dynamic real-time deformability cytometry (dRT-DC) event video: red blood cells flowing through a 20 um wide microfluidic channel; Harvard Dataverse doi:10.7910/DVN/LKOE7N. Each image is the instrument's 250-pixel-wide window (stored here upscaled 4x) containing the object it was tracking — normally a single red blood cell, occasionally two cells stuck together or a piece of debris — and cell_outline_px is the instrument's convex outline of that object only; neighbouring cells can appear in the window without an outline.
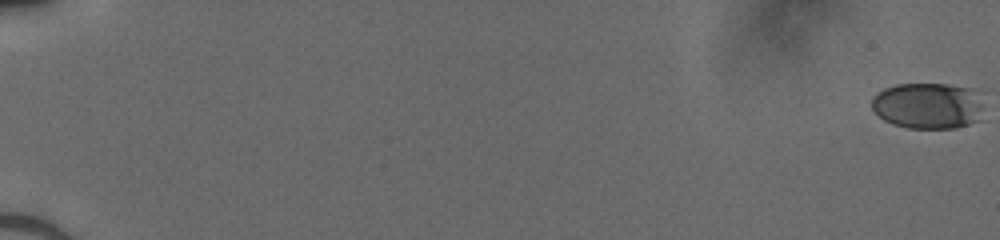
{"species": "human", "species_latin": "Homo sapiens", "temperature_condition": "cold", "stored_images_in_passage": 53, "camera_frame_rate_fps": 3000, "um_per_image_px": 0.085, "donor": {"sex": "male"}, "frame": {"image": 1, "passage_image": 1, "time_ms": 0.0, "image_size_px": [1000, 240], "cell_outline_px": [[980, 120], [956, 128], [908, 128], [892, 124], [884, 120], [872, 108], [872, 96], [876, 92], [884, 88], [896, 84], [948, 84], [968, 88], [980, 104]], "centroid_in_image_um": [78.78, 8.99], "position_along_channel_um": 6.2, "area_um2": 29.71}}
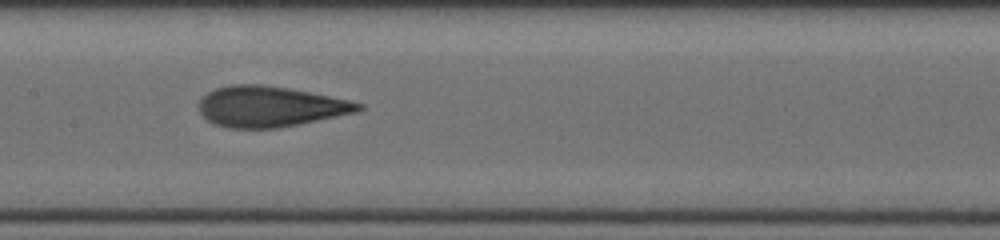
{"frame": {"image": 2, "passage_image": 30, "time_ms": 9.667, "image_size_px": [1000, 240], "cell_outline_px": [[364, 108], [356, 112], [280, 128], [224, 128], [208, 120], [200, 112], [200, 100], [208, 92], [216, 88], [232, 84], [260, 84], [288, 88], [348, 100], [364, 104]], "centroid_in_image_um": [22.95, 9.06], "position_along_channel_um": 184.5, "area_um2": 37.45}}
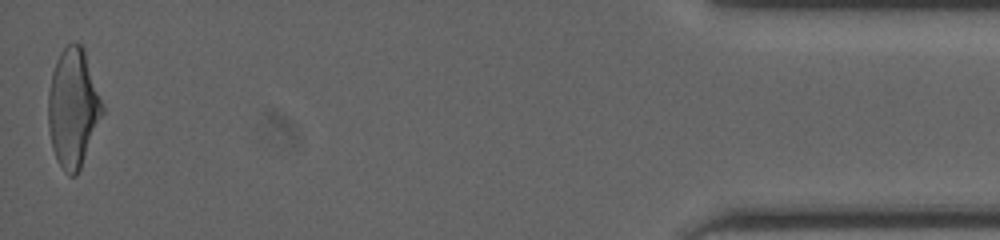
{"frame": {"image": 3, "passage_image": 53, "time_ms": 17.333, "image_size_px": [1000, 240], "cell_outline_px": [[104, 112], [80, 168], [76, 176], [68, 176], [56, 160], [52, 148], [48, 124], [48, 92], [52, 72], [56, 60], [60, 52], [72, 40], [80, 44], [84, 48], [104, 108]], "centroid_in_image_um": [6.2, 9.17], "position_along_channel_um": 429.0, "area_um2": 37.45}}